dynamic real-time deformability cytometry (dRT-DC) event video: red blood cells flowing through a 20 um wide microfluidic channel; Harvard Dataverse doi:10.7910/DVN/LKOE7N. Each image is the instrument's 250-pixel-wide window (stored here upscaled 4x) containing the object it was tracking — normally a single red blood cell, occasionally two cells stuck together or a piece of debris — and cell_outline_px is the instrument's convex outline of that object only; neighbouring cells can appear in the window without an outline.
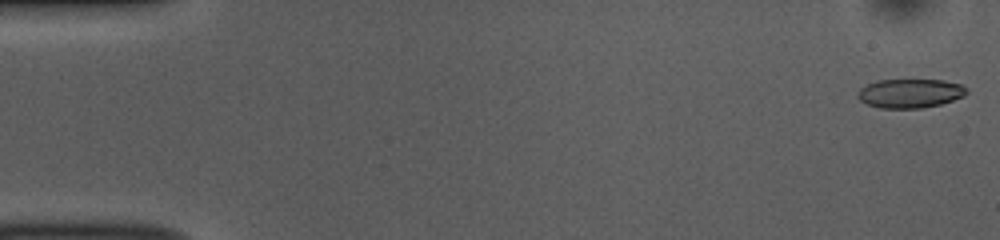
{"species": "common noctule bat (a hibernating species)", "species_latin": "Nyctalus noctula", "temperature_condition": "room temperature", "stored_images_in_passage": 53, "camera_frame_rate_fps": 3000, "um_per_image_px": 0.085, "animal": {"sex": "female", "body_mass_g": 10.0, "forearm_length_mm": 53.1}, "frame": {"image": 1, "passage_image": 1, "time_ms": 0.0, "image_size_px": [1000, 240], "cell_outline_px": [[968, 92], [964, 96], [940, 104], [920, 108], [880, 108], [868, 104], [860, 100], [856, 96], [860, 88], [876, 80], [944, 80], [960, 84], [968, 88]], "centroid_in_image_um": [77.36, 7.93], "position_along_channel_um": 7.6, "area_um2": 18.38}}
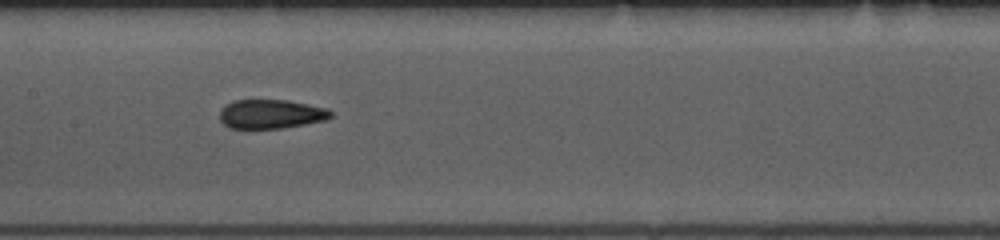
{"frame": {"image": 2, "passage_image": 26, "time_ms": 8.333, "image_size_px": [1000, 240], "cell_outline_px": [[332, 116], [328, 120], [284, 128], [228, 128], [220, 120], [220, 108], [224, 104], [232, 100], [288, 100], [328, 108], [332, 112]], "centroid_in_image_um": [23.03, 9.69], "position_along_channel_um": 184.4, "area_um2": 19.13}}
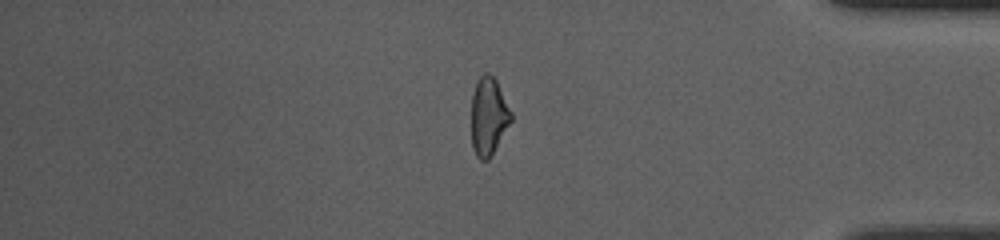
{"frame": {"image": 3, "passage_image": 45, "time_ms": 14.667, "image_size_px": [1000, 240], "cell_outline_px": [[512, 120], [492, 156], [488, 160], [480, 160], [476, 156], [472, 148], [472, 92], [480, 76], [484, 72], [488, 72], [496, 80], [512, 112]], "centroid_in_image_um": [41.53, 9.91], "position_along_channel_um": 393.7, "area_um2": 18.15}, "authors_computed_cell_mechanics": {"area_um2": 19.074, "velocity_mm_per_s": 3.732, "shape_relaxation_time_tau1_ms": 8.6986, "shape_relaxation_time_tau2_ms": 2.0102, "deformation_change_tau1": 0.1981, "deformation_change_tau2": 0.1054}}